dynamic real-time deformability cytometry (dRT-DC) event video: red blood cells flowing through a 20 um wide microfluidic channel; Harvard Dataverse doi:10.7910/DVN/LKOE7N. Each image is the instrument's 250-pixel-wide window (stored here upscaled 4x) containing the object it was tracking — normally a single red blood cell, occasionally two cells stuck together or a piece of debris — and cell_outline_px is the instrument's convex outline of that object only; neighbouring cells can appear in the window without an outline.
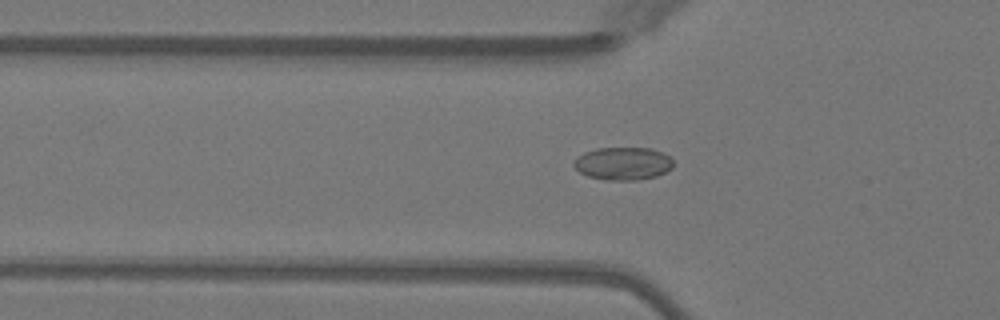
{"species": "Egyptian fruit bat (a non-hibernating species)", "species_latin": "Rousettus aegyptiacus", "temperature_condition": "warm", "stored_images_in_passage": 31, "camera_frame_rate_fps": 3000, "um_per_image_px": 0.085, "animal": {"sex": "female"}, "frame": {"image": 1, "passage_image": 14, "time_ms": 4.333, "image_size_px": [1000, 320], "cell_outline_px": [[672, 168], [656, 176], [636, 180], [604, 180], [588, 176], [580, 172], [572, 164], [584, 152], [596, 148], [652, 148], [664, 152], [672, 160]], "centroid_in_image_um": [52.96, 13.89], "position_along_channel_um": 72.8, "area_um2": 18.96}}
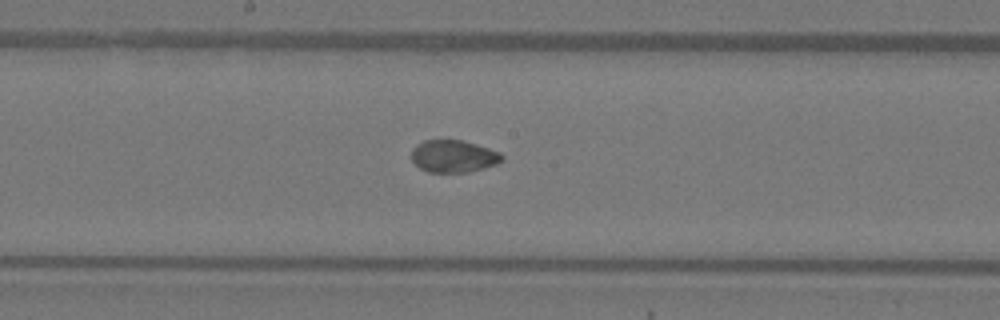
{"frame": {"image": 2, "passage_image": 24, "time_ms": 7.667, "image_size_px": [1000, 320], "cell_outline_px": [[504, 160], [496, 164], [468, 172], [428, 172], [420, 168], [412, 160], [412, 148], [416, 144], [424, 140], [464, 140], [500, 152], [504, 156]], "centroid_in_image_um": [38.55, 13.27], "position_along_channel_um": 209.7, "area_um2": 17.05}}
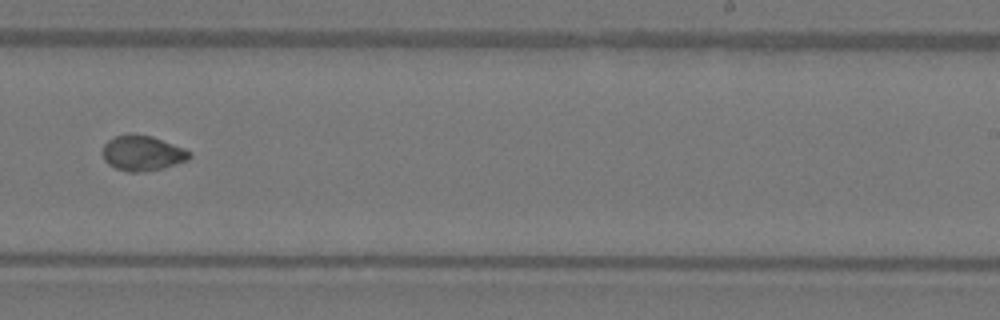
{"frame": {"image": 3, "passage_image": 29, "time_ms": 9.333, "image_size_px": [1000, 320], "cell_outline_px": [[192, 156], [188, 160], [164, 168], [136, 172], [128, 172], [116, 168], [108, 164], [104, 160], [104, 144], [108, 140], [116, 136], [152, 136], [184, 148], [192, 152]], "centroid_in_image_um": [12.15, 13.05], "position_along_channel_um": 276.8, "area_um2": 17.4}}